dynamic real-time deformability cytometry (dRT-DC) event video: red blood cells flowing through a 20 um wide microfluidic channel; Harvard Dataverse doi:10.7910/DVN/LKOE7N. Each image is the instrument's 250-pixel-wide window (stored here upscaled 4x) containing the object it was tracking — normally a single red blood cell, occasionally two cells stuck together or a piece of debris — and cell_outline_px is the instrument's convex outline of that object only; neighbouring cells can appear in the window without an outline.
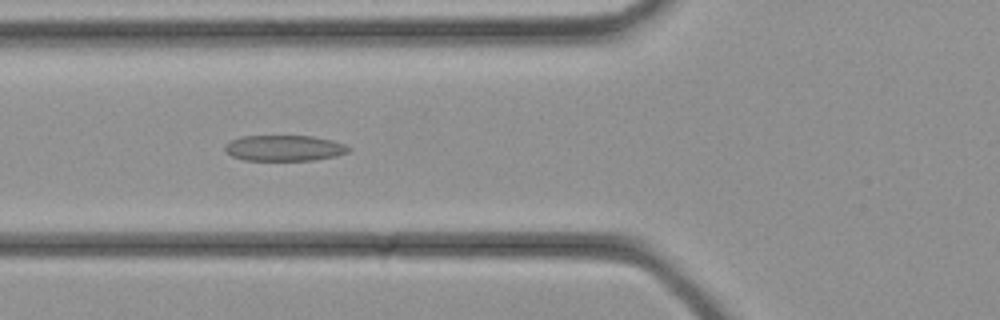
{"species": "common noctule bat (a hibernating species)", "species_latin": "Nyctalus noctula", "temperature_condition": "cold", "stored_images_in_passage": 30, "camera_frame_rate_fps": 3000, "um_per_image_px": 0.085, "animal": {"sex": "female", "body_mass_g": 21.9}, "frame": {"image": 1, "passage_image": 8, "time_ms": 2.333, "image_size_px": [1000, 320], "cell_outline_px": [[352, 148], [348, 152], [336, 156], [312, 160], [244, 160], [232, 156], [224, 152], [224, 144], [240, 136], [312, 136], [332, 140], [344, 144]], "centroid_in_image_um": [24.14, 12.58], "position_along_channel_um": 101.7, "area_um2": 18.67}}
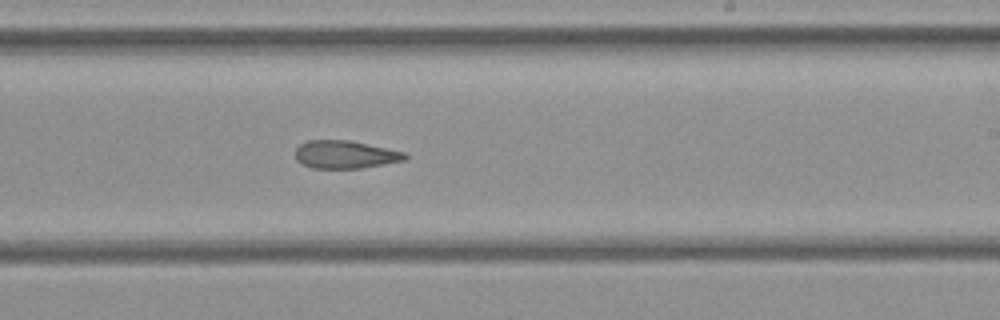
{"frame": {"image": 2, "passage_image": 16, "time_ms": 5.0, "image_size_px": [1000, 320], "cell_outline_px": [[408, 156], [404, 160], [384, 164], [360, 168], [312, 168], [296, 160], [296, 148], [300, 144], [308, 140], [352, 140], [404, 152]], "centroid_in_image_um": [29.33, 13.12], "position_along_channel_um": 259.7, "area_um2": 17.74}}
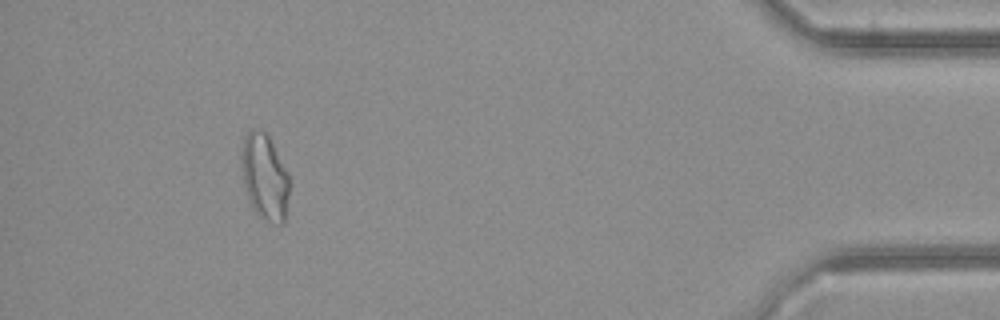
{"frame": {"image": 3, "passage_image": 27, "time_ms": 8.667, "image_size_px": [1000, 320], "cell_outline_px": [[288, 192], [284, 224], [280, 224], [268, 220], [260, 216], [252, 208], [244, 184], [244, 136], [252, 128], [264, 132], [268, 136], [288, 172]], "centroid_in_image_um": [22.53, 15.06], "position_along_channel_um": 412.7, "area_um2": 22.89}}